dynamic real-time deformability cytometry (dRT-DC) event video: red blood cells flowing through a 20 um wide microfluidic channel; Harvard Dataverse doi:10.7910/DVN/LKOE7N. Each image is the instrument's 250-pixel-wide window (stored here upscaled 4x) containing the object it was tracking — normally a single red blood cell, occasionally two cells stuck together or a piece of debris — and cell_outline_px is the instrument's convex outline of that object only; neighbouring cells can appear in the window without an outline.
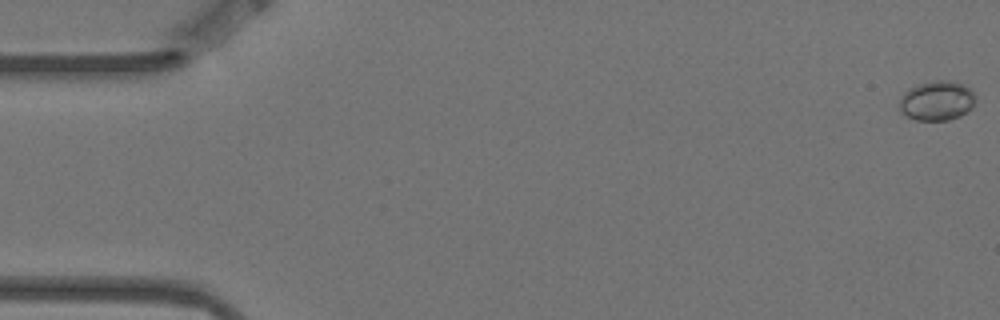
{"species": "Egyptian fruit bat (a non-hibernating species)", "species_latin": "Rousettus aegyptiacus", "temperature_condition": "warm", "stored_images_in_passage": 5, "camera_frame_rate_fps": 3000, "um_per_image_px": 0.085, "animal": {"sex": "female"}, "frame": {"image": 1, "passage_image": 1, "time_ms": 0.0, "image_size_px": [1000, 320], "cell_outline_px": [[976, 100], [972, 108], [968, 112], [960, 116], [948, 120], [916, 120], [908, 116], [900, 108], [900, 96], [908, 88], [920, 84], [936, 80], [948, 80], [972, 88], [976, 96]], "centroid_in_image_um": [79.68, 8.55], "position_along_channel_um": 5.3, "area_um2": 17.63}}
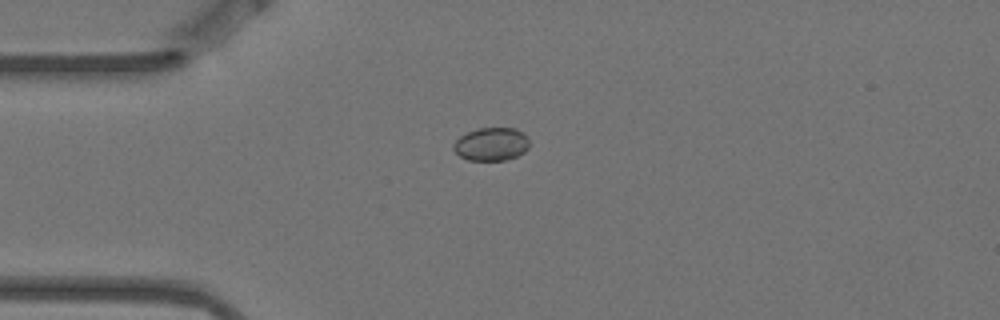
{"frame": {"image": 2, "passage_image": 5, "time_ms": 1.333, "image_size_px": [1000, 320], "cell_outline_px": [[528, 148], [524, 152], [516, 156], [504, 160], [468, 160], [460, 156], [452, 148], [452, 144], [460, 136], [468, 132], [480, 128], [516, 128], [524, 132], [528, 136]], "centroid_in_image_um": [41.77, 12.24], "position_along_channel_um": 43.2, "area_um2": 14.68}}